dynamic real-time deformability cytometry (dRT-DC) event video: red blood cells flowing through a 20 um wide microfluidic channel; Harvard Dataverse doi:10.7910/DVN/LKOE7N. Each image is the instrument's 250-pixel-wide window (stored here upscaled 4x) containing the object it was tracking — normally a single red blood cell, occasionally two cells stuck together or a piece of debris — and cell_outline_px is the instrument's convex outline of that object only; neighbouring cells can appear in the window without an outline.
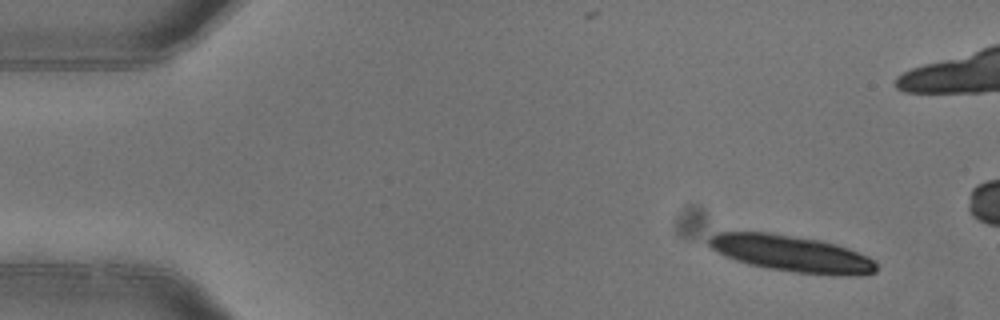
{"species": "common noctule bat (a hibernating species)", "species_latin": "Nyctalus noctula", "temperature_condition": "warm", "stored_images_in_passage": 5, "camera_frame_rate_fps": 3000, "um_per_image_px": 0.085, "animal": {"sex": "female"}, "frame": {"image": 1, "passage_image": 1, "time_ms": 0.0, "image_size_px": [1000, 320], "cell_outline_px": [[876, 272], [864, 276], [840, 276], [796, 272], [768, 268], [748, 264], [724, 256], [708, 248], [708, 240], [716, 232], [768, 232], [820, 240], [836, 244], [848, 248], [868, 256], [876, 260]], "centroid_in_image_um": [67.31, 21.56], "position_along_channel_um": 17.7, "area_um2": 35.89}}